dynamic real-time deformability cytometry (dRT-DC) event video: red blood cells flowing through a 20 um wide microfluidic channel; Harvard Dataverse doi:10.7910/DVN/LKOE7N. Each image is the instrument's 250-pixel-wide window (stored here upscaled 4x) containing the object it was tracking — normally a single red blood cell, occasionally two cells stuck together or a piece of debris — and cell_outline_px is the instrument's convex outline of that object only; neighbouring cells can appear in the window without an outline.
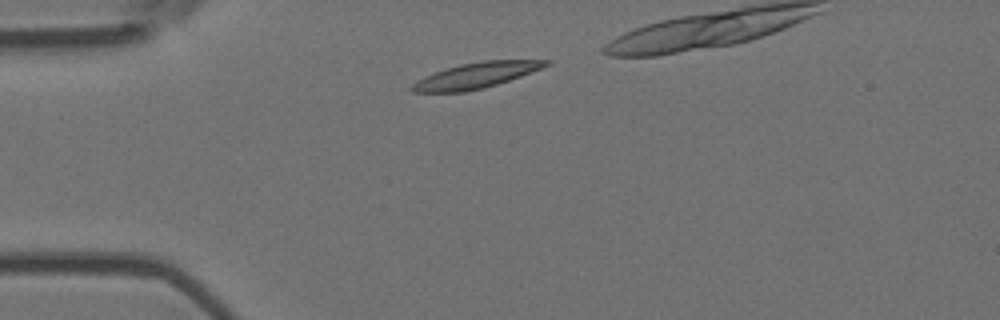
{"species": "Egyptian fruit bat (a non-hibernating species)", "species_latin": "Rousettus aegyptiacus", "temperature_condition": "room temperature", "stored_images_in_passage": 8, "camera_frame_rate_fps": 3000, "um_per_image_px": 0.085, "animal": {"sex": "female"}, "frame": {"image": 1, "passage_image": 1, "time_ms": 0.0, "image_size_px": [1000, 320], "cell_outline_px": [[552, 64], [520, 76], [484, 88], [464, 92], [412, 92], [408, 88], [412, 84], [424, 76], [460, 64], [484, 60], [552, 60]], "centroid_in_image_um": [40.45, 6.41], "position_along_channel_um": 44.5, "area_um2": 19.83}}
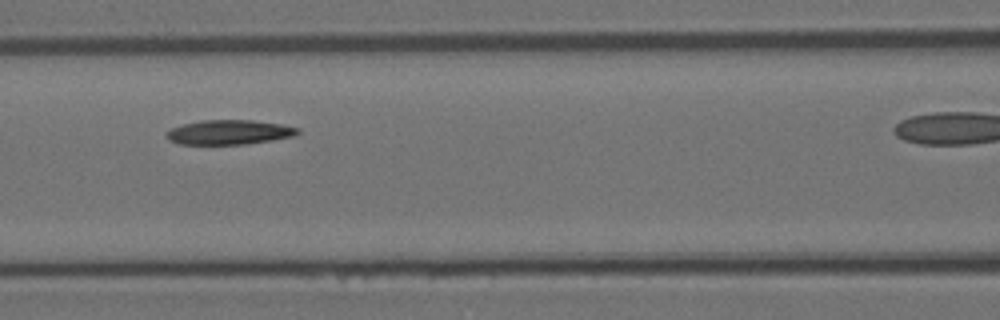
{"frame": {"image": 2, "passage_image": 4, "time_ms": 1.0, "image_size_px": [1000, 320], "cell_outline_px": [[300, 132], [296, 136], [272, 140], [244, 144], [180, 144], [168, 140], [164, 136], [172, 128], [184, 124], [200, 120], [252, 120], [280, 124], [300, 128]], "centroid_in_image_um": [19.5, 11.24], "position_along_channel_um": 147.1, "area_um2": 18.79}}
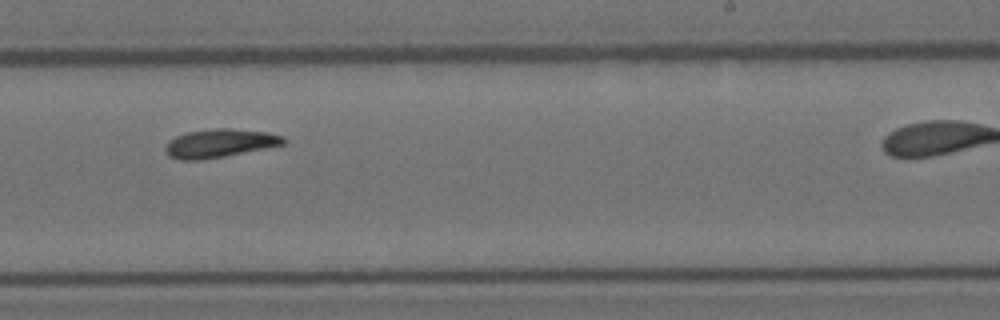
{"frame": {"image": 3, "passage_image": 7, "time_ms": 2.0, "image_size_px": [1000, 320], "cell_outline_px": [[284, 144], [224, 156], [200, 160], [180, 160], [168, 156], [164, 148], [168, 140], [176, 136], [188, 132], [216, 128], [232, 128], [268, 132], [284, 136]], "centroid_in_image_um": [18.63, 12.17], "position_along_channel_um": 270.4, "area_um2": 19.48}}